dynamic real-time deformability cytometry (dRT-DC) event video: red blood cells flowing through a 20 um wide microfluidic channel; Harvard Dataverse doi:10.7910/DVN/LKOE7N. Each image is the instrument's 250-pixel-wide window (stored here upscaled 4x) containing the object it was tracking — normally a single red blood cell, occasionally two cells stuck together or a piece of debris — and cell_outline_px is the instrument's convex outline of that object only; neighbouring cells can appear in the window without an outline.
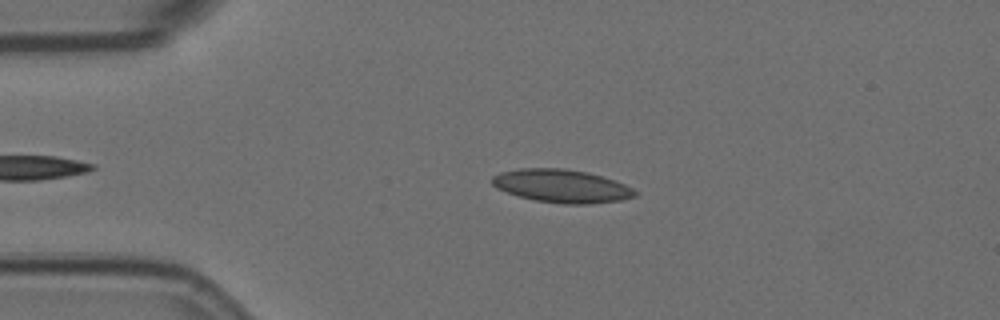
{"species": "Egyptian fruit bat (a non-hibernating species)", "species_latin": "Rousettus aegyptiacus", "temperature_condition": "room temperature", "stored_images_in_passage": 5, "camera_frame_rate_fps": 3000, "um_per_image_px": 0.085, "animal": {"sex": "female"}, "frame": {"image": 1, "passage_image": 4, "time_ms": 1.0, "image_size_px": [1000, 320], "cell_outline_px": [[636, 196], [620, 200], [592, 204], [564, 204], [536, 200], [520, 196], [496, 188], [492, 184], [492, 176], [500, 172], [520, 168], [564, 168], [588, 172], [624, 184], [632, 188], [636, 192]], "centroid_in_image_um": [47.72, 15.81], "position_along_channel_um": 37.3, "area_um2": 27.4}}